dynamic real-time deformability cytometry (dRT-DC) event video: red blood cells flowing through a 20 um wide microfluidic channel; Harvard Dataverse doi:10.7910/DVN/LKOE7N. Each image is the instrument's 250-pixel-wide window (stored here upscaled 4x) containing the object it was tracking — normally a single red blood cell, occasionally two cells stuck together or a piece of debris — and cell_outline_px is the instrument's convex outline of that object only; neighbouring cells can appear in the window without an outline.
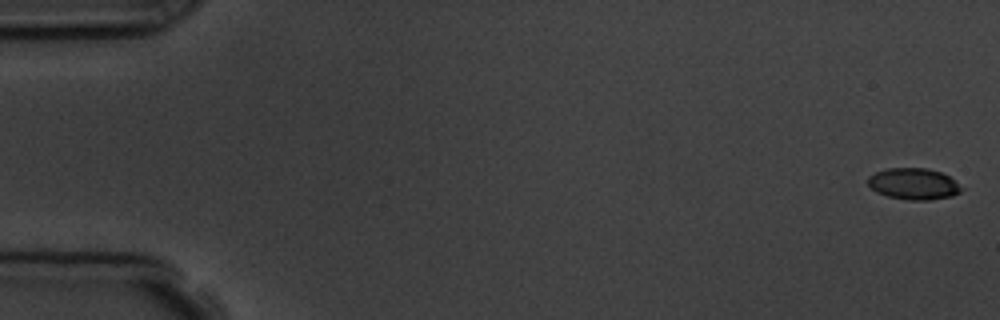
{"species": "common noctule bat (a hibernating species)", "species_latin": "Nyctalus noctula", "temperature_condition": "room temperature", "stored_images_in_passage": 6, "camera_frame_rate_fps": 3000, "um_per_image_px": 0.085, "animal": {"sex": "male", "body_mass_g": 19.5, "forearm_length_mm": 54.6}, "frame": {"image": 1, "passage_image": 1, "time_ms": 0.0, "image_size_px": [1000, 320], "cell_outline_px": [[960, 192], [952, 196], [928, 200], [912, 200], [888, 196], [876, 192], [868, 184], [868, 176], [876, 172], [888, 168], [928, 168], [940, 172], [948, 176], [960, 188]], "centroid_in_image_um": [77.61, 15.62], "position_along_channel_um": 7.4, "area_um2": 16.76}}